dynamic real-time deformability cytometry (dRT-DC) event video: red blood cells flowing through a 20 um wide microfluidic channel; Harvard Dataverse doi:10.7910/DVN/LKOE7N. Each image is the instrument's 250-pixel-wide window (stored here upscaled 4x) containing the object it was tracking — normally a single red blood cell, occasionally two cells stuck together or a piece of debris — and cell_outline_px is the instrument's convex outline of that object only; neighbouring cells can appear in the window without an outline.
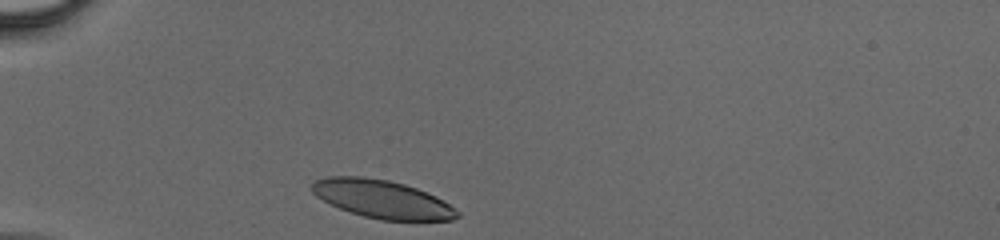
{"species": "human", "species_latin": "Homo sapiens", "temperature_condition": "cold", "stored_images_in_passage": 27, "camera_frame_rate_fps": 3000, "um_per_image_px": 0.085, "donor": {"sex": "male"}, "frame": {"image": 1, "passage_image": 1, "time_ms": 0.0, "image_size_px": [1000, 240], "cell_outline_px": [[460, 216], [452, 220], [380, 220], [364, 216], [340, 208], [316, 196], [308, 188], [316, 180], [328, 176], [364, 176], [388, 180], [404, 184], [416, 188], [436, 196], [460, 212]], "centroid_in_image_um": [32.47, 16.91], "position_along_channel_um": 52.5, "area_um2": 32.14}}
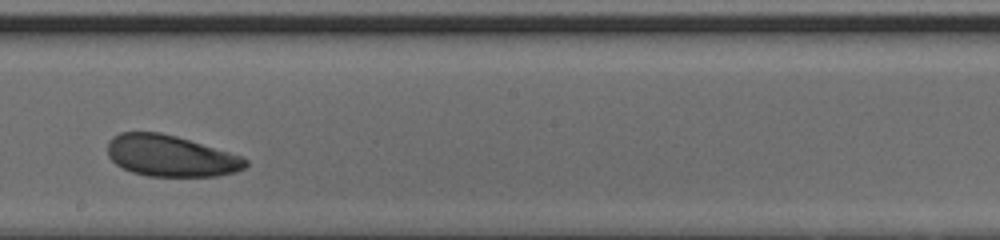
{"frame": {"image": 2, "passage_image": 15, "time_ms": 4.667, "image_size_px": [1000, 240], "cell_outline_px": [[248, 164], [244, 168], [236, 172], [216, 176], [148, 176], [132, 172], [116, 164], [108, 156], [108, 140], [112, 136], [120, 132], [160, 132], [176, 136], [228, 152], [240, 156], [248, 160]], "centroid_in_image_um": [14.48, 13.25], "position_along_channel_um": 233.7, "area_um2": 33.06}}
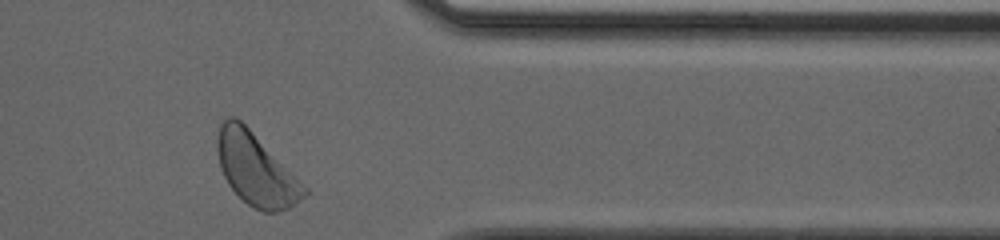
{"frame": {"image": 3, "passage_image": 26, "time_ms": 8.333, "image_size_px": [1000, 240], "cell_outline_px": [[308, 192], [304, 196], [288, 208], [276, 212], [264, 212], [252, 208], [228, 184], [220, 168], [216, 148], [216, 140], [220, 124], [228, 116], [236, 116], [308, 188]], "centroid_in_image_um": [21.72, 14.39], "position_along_channel_um": 389.7, "area_um2": 35.95}}